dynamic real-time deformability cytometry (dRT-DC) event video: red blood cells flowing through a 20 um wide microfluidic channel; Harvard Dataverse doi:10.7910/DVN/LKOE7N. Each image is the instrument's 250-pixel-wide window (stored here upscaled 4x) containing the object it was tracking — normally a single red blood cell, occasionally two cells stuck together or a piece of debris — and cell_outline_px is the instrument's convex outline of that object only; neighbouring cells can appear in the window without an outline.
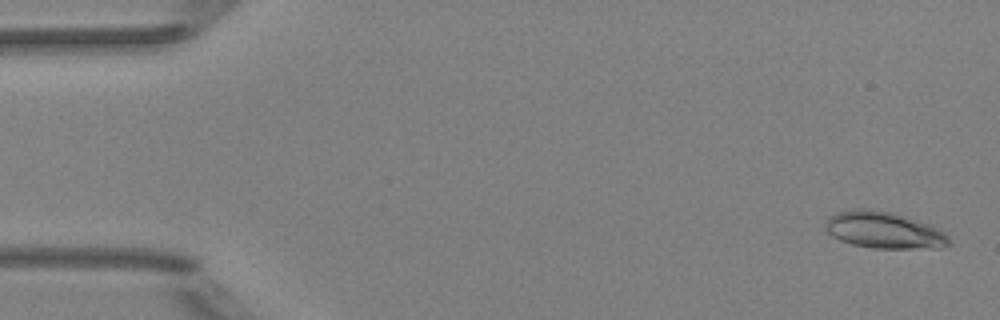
{"species": "Egyptian fruit bat (a non-hibernating species)", "species_latin": "Rousettus aegyptiacus", "temperature_condition": "room temperature", "stored_images_in_passage": 4, "camera_frame_rate_fps": 3000, "um_per_image_px": 0.085, "animal": {"sex": "female"}, "frame": {"image": 1, "passage_image": 1, "time_ms": 0.0, "image_size_px": [1000, 320], "cell_outline_px": [[952, 244], [940, 248], [872, 248], [852, 244], [840, 240], [832, 236], [824, 228], [824, 224], [828, 216], [836, 212], [852, 208], [872, 208], [892, 212], [932, 224], [940, 228], [948, 236]], "centroid_in_image_um": [75.14, 19.54], "position_along_channel_um": 9.9, "area_um2": 27.05}}
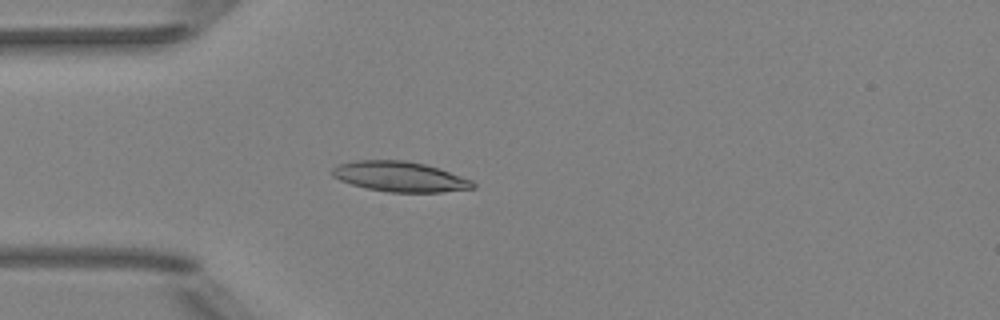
{"frame": {"image": 2, "passage_image": 4, "time_ms": 4.333, "image_size_px": [1000, 320], "cell_outline_px": [[476, 188], [440, 192], [388, 192], [368, 188], [352, 184], [340, 180], [332, 176], [332, 168], [336, 164], [356, 160], [404, 160], [424, 164], [440, 168], [472, 180], [476, 184]], "centroid_in_image_um": [34.0, 15.0], "position_along_channel_um": 51.0, "area_um2": 24.8}}